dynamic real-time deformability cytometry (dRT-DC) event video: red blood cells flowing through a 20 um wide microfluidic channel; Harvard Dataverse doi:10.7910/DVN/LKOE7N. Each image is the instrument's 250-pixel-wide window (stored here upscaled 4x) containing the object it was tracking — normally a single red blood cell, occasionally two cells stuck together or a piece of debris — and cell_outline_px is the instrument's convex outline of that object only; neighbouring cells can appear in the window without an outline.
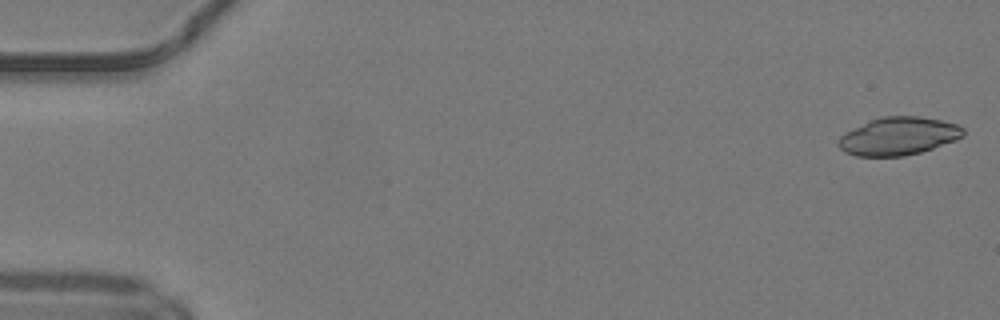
{"species": "common noctule bat (a hibernating species)", "species_latin": "Nyctalus noctula", "temperature_condition": "warm", "stored_images_in_passage": 49, "camera_frame_rate_fps": 3000, "um_per_image_px": 0.085, "animal": {"sex": "male", "body_mass_g": 19.2, "forearm_length_mm": 51.8}, "frame": {"image": 1, "passage_image": 1, "time_ms": 0.0, "image_size_px": [1000, 320], "cell_outline_px": [[964, 136], [956, 140], [920, 152], [904, 156], [856, 156], [844, 152], [836, 144], [840, 136], [844, 132], [880, 116], [920, 116], [940, 120], [956, 124], [964, 128]], "centroid_in_image_um": [76.34, 11.57], "position_along_channel_um": 8.7, "area_um2": 27.63}}